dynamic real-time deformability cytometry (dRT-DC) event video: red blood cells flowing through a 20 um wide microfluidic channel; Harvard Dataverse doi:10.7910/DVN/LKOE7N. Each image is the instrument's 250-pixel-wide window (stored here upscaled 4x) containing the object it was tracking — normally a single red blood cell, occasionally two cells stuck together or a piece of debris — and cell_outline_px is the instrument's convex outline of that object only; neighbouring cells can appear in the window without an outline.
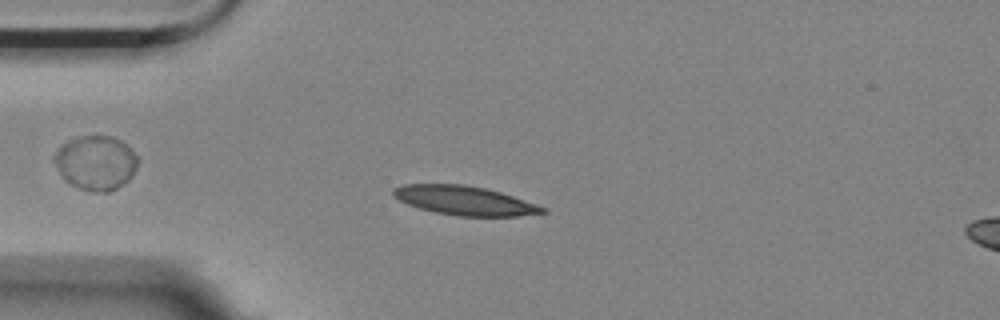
{"species": "Egyptian fruit bat (a non-hibernating species)", "species_latin": "Rousettus aegyptiacus", "temperature_condition": "room temperature", "stored_images_in_passage": 56, "camera_frame_rate_fps": 3000, "um_per_image_px": 0.085, "animal": {"sex": "female"}, "frame": {"image": 1, "passage_image": 13, "time_ms": 4.0, "image_size_px": [1000, 320], "cell_outline_px": [[548, 212], [516, 216], [456, 216], [436, 212], [420, 208], [408, 204], [392, 196], [392, 188], [404, 184], [464, 184], [484, 188], [500, 192], [536, 204], [544, 208]], "centroid_in_image_um": [39.44, 17.04], "position_along_channel_um": 45.6, "area_um2": 25.09}}
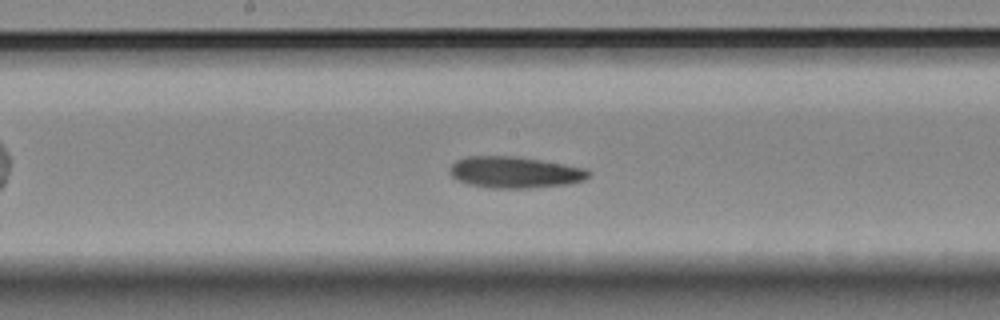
{"frame": {"image": 2, "passage_image": 28, "time_ms": 9.0, "image_size_px": [1000, 320], "cell_outline_px": [[592, 172], [584, 180], [568, 184], [528, 188], [492, 188], [468, 184], [456, 180], [448, 172], [448, 168], [456, 160], [468, 156], [516, 156], [588, 168]], "centroid_in_image_um": [43.74, 14.64], "position_along_channel_um": 204.5, "area_um2": 25.61}}
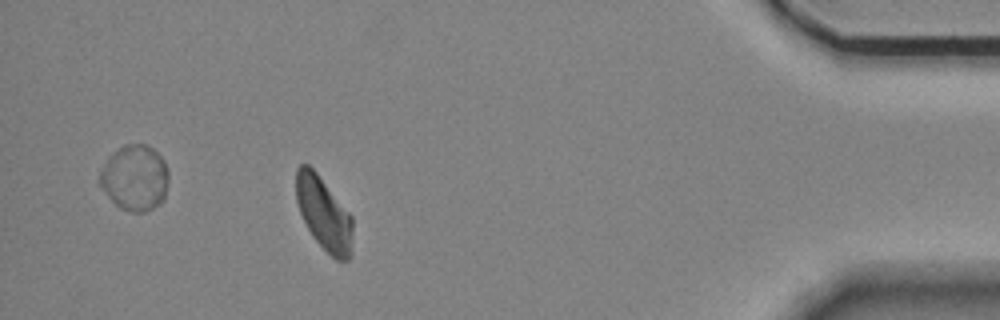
{"frame": {"image": 3, "passage_image": 50, "time_ms": 16.333, "image_size_px": [1000, 320], "cell_outline_px": [[352, 256], [348, 260], [336, 260], [312, 236], [300, 212], [296, 200], [296, 168], [300, 164], [308, 164], [316, 172], [352, 216]], "centroid_in_image_um": [27.53, 18.16], "position_along_channel_um": 407.7, "area_um2": 23.93}, "authors_computed_cell_mechanics": {"area_um2": 24.9407, "velocity_mm_per_s": 3.4836, "shape_relaxation_time_tau1_ms": 6.7725, "shape_relaxation_time_tau2_ms": 8.0238, "deformation_change_tau1": 0.1486, "deformation_change_tau2": 0.1409}}